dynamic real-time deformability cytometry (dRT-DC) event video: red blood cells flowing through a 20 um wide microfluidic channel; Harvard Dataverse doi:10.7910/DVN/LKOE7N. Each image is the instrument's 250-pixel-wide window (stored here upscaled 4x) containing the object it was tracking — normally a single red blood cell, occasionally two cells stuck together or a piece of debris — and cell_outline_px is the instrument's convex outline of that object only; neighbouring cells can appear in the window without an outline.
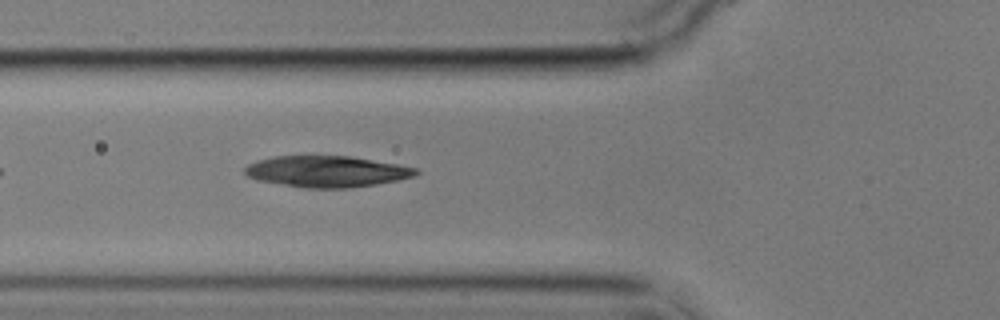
{"species": "common noctule bat (a hibernating species)", "species_latin": "Nyctalus noctula", "temperature_condition": "cold", "stored_images_in_passage": 6, "camera_frame_rate_fps": 3000, "um_per_image_px": 0.085, "animal": {"sex": "male", "body_mass_g": 17.9}, "frame": {"image": 1, "passage_image": 6, "time_ms": 6.0, "image_size_px": [1000, 320], "cell_outline_px": [[420, 172], [416, 176], [376, 184], [352, 188], [304, 188], [256, 180], [248, 176], [244, 172], [244, 168], [248, 164], [256, 160], [276, 156], [352, 156], [420, 168]], "centroid_in_image_um": [27.79, 14.57], "position_along_channel_um": 98.0, "area_um2": 31.39}}